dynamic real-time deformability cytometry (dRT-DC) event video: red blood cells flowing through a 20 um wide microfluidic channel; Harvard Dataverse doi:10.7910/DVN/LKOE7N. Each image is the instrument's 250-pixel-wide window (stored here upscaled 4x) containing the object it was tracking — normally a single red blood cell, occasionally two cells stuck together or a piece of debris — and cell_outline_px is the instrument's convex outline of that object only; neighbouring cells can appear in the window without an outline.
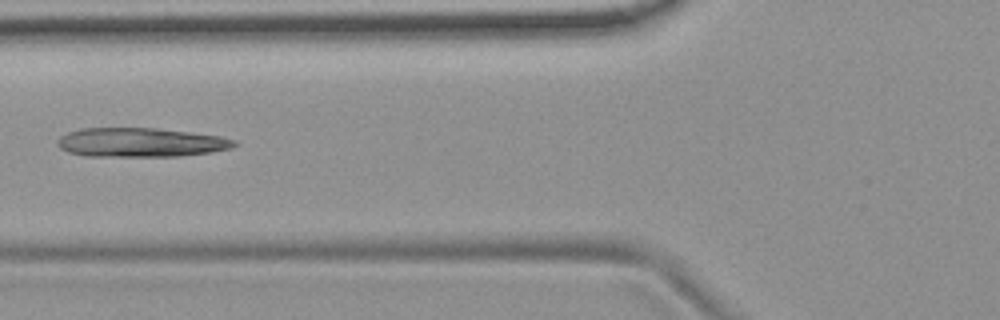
{"species": "common noctule bat (a hibernating species)", "species_latin": "Nyctalus noctula", "temperature_condition": "room temperature", "stored_images_in_passage": 6, "camera_frame_rate_fps": 3000, "um_per_image_px": 0.085, "animal": {"sex": "female", "body_mass_g": 19.9}, "frame": {"image": 1, "passage_image": 5, "time_ms": 5.667, "image_size_px": [1000, 320], "cell_outline_px": [[240, 144], [232, 148], [212, 152], [180, 156], [84, 156], [68, 152], [60, 148], [56, 144], [56, 140], [60, 136], [68, 132], [80, 128], [156, 128], [220, 136], [236, 140]], "centroid_in_image_um": [11.95, 12.11], "position_along_channel_um": 113.8, "area_um2": 30.23}}
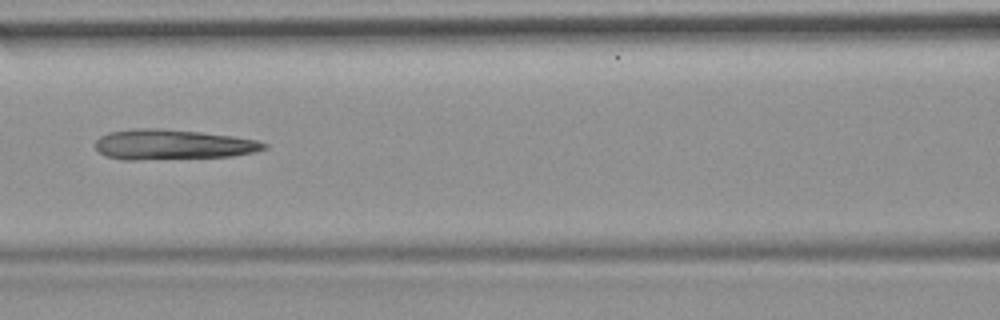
{"frame": {"image": 2, "passage_image": 6, "time_ms": 6.667, "image_size_px": [1000, 320], "cell_outline_px": [[268, 148], [252, 152], [232, 156], [136, 160], [124, 160], [104, 156], [96, 148], [96, 140], [100, 136], [108, 132], [132, 128], [160, 128], [200, 132], [232, 136], [256, 140], [268, 144]], "centroid_in_image_um": [14.63, 12.28], "position_along_channel_um": 152.0, "area_um2": 29.71}}